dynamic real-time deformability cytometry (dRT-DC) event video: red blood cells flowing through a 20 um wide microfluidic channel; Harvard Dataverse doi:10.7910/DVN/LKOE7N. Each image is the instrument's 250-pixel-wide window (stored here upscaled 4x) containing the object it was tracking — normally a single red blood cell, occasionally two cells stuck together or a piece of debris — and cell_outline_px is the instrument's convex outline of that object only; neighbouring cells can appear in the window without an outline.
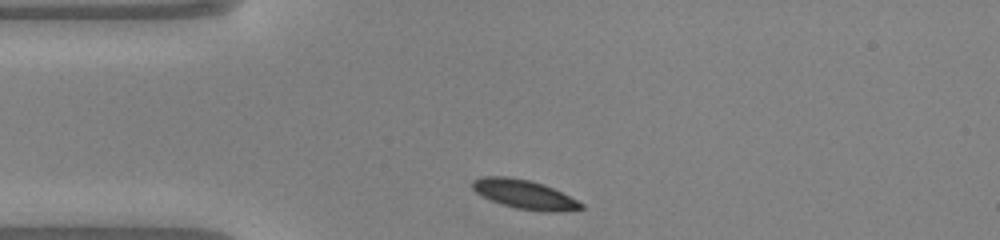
{"species": "common noctule bat (a hibernating species)", "species_latin": "Nyctalus noctula", "temperature_condition": "warm", "stored_images_in_passage": 32, "camera_frame_rate_fps": 3000, "um_per_image_px": 0.085, "animal": {"sex": "male", "body_mass_g": 20.0, "forearm_length_mm": 53.3}, "frame": {"image": 1, "passage_image": 1, "time_ms": 0.0, "image_size_px": [1000, 240], "cell_outline_px": [[584, 208], [556, 212], [548, 212], [516, 208], [492, 200], [476, 192], [472, 188], [472, 180], [484, 176], [504, 176], [528, 180], [552, 188], [584, 204]], "centroid_in_image_um": [44.56, 16.52], "position_along_channel_um": 40.4, "area_um2": 17.86}}
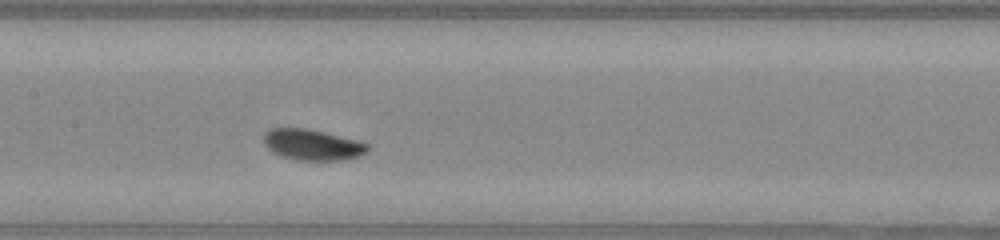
{"frame": {"image": 2, "passage_image": 13, "time_ms": 4.0, "image_size_px": [1000, 240], "cell_outline_px": [[368, 152], [360, 156], [344, 160], [296, 160], [280, 156], [272, 152], [264, 144], [264, 132], [272, 128], [304, 128], [324, 132], [356, 140], [368, 144]], "centroid_in_image_um": [26.54, 12.31], "position_along_channel_um": 180.9, "area_um2": 18.73}}
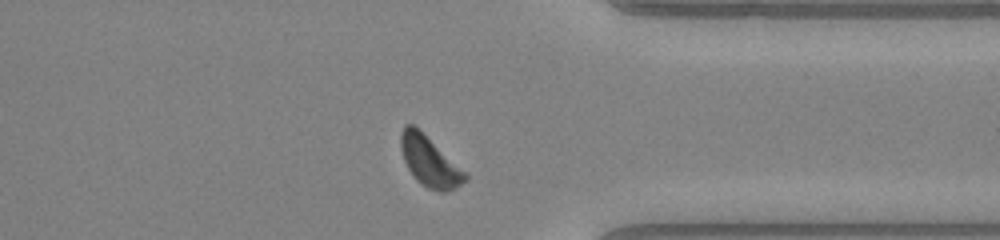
{"frame": {"image": 3, "passage_image": 28, "time_ms": 9.0, "image_size_px": [1000, 240], "cell_outline_px": [[468, 180], [456, 188], [448, 192], [440, 192], [428, 188], [420, 184], [416, 180], [408, 168], [404, 160], [400, 148], [400, 132], [404, 124], [412, 124], [468, 172]], "centroid_in_image_um": [36.54, 13.75], "position_along_channel_um": 374.9, "area_um2": 19.02}, "authors_computed_cell_mechanics": {"area_um2": 18.7272, "velocity_mm_per_s": 4.0236, "shape_relaxation_time_tau1_ms": 2.6064, "shape_relaxation_time_tau2_ms": 3.0252, "deformation_change_tau1": 0.1174, "deformation_change_tau2": 0.0609}}